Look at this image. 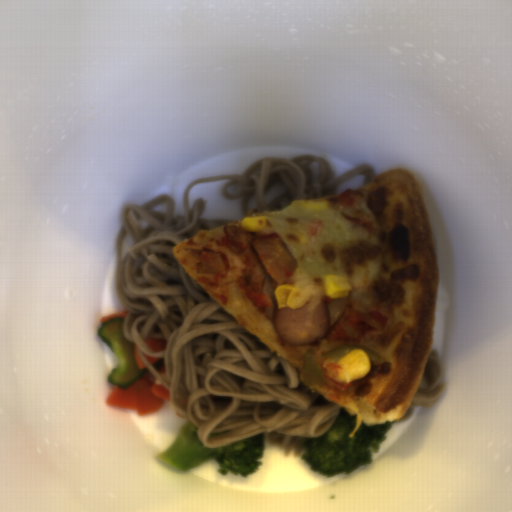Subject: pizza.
<instances>
[{
	"instance_id": "dd6c1bee",
	"label": "pizza",
	"mask_w": 512,
	"mask_h": 512,
	"mask_svg": "<svg viewBox=\"0 0 512 512\" xmlns=\"http://www.w3.org/2000/svg\"><path fill=\"white\" fill-rule=\"evenodd\" d=\"M352 208L339 195L294 199L279 211L252 212L268 219L264 233L278 232L298 266L286 284L327 301L321 276L349 277L352 290L340 325L352 337L346 322L353 307L380 332L366 334L362 343L323 340L310 345H288L275 330L263 307H256L240 289L239 276L251 251L237 247L222 227L201 230L173 247L181 266L249 333L268 345L271 353L303 374L304 356L312 350L326 384L310 385L352 417L351 438L362 427L404 419L423 380L434 348V330L440 280L436 233L430 208L411 170L388 168L358 189L349 190ZM242 219V218H241ZM238 219L228 225L240 227ZM183 248L219 251L227 268L216 274L196 273L197 259ZM388 317L385 329L367 311ZM375 351L386 362L372 363L371 373L353 384L329 376L330 363L320 357L345 345Z\"/></svg>"
}]
</instances>
